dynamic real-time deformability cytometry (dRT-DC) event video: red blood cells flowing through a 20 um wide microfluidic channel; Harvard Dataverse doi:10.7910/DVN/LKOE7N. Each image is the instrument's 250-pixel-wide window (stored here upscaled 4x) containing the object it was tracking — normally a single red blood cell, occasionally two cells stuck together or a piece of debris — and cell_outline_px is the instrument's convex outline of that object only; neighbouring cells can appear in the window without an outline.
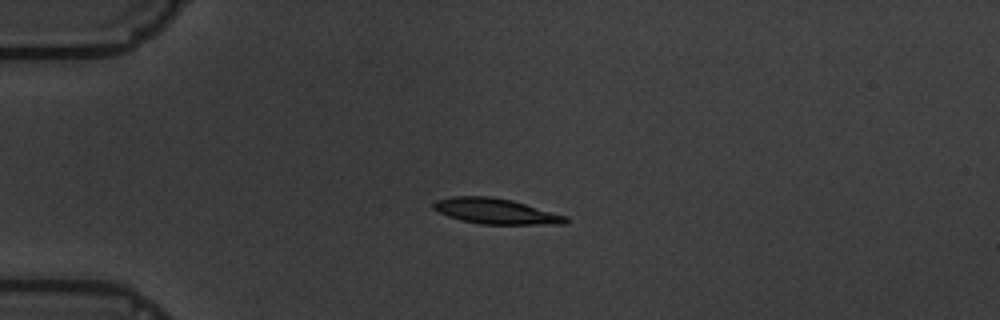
{"species": "common noctule bat (a hibernating species)", "species_latin": "Nyctalus noctula", "temperature_condition": "warm", "stored_images_in_passage": 4, "camera_frame_rate_fps": 3000, "um_per_image_px": 0.085, "animal": {"sex": "male", "body_mass_g": 19.5, "forearm_length_mm": 54.6}, "frame": {"image": 1, "passage_image": 1, "time_ms": 0.0, "image_size_px": [1000, 320], "cell_outline_px": [[568, 220], [564, 224], [480, 224], [460, 220], [448, 216], [432, 208], [432, 204], [436, 200], [452, 196], [488, 196], [512, 200], [568, 216]], "centroid_in_image_um": [42.13, 17.95], "position_along_channel_um": 42.9, "area_um2": 19.65}}